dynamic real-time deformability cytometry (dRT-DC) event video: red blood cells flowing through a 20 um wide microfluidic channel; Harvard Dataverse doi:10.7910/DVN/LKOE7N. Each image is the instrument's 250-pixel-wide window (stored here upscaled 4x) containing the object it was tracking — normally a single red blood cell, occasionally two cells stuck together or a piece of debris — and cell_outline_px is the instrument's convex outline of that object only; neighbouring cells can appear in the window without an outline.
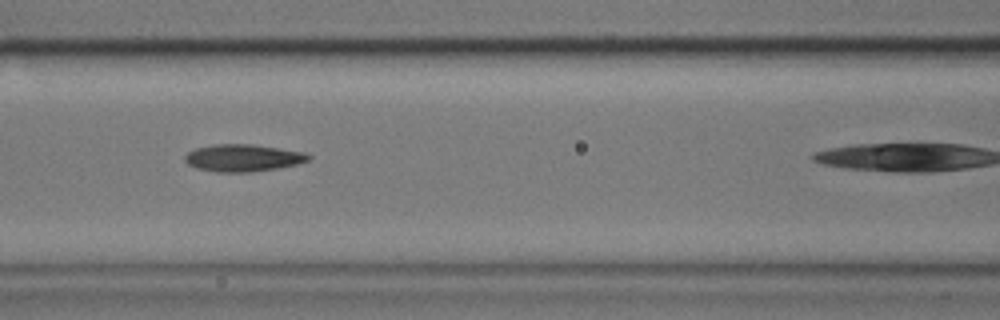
{"species": "common noctule bat (a hibernating species)", "species_latin": "Nyctalus noctula", "temperature_condition": "cold", "stored_images_in_passage": 5, "camera_frame_rate_fps": 3000, "um_per_image_px": 0.085, "animal": {"sex": "male", "body_mass_g": 17.9}, "frame": {"image": 1, "passage_image": 4, "time_ms": 1.0, "image_size_px": [1000, 320], "cell_outline_px": [[312, 156], [308, 160], [296, 164], [276, 168], [252, 172], [216, 172], [196, 168], [188, 164], [184, 160], [184, 156], [188, 152], [196, 148], [212, 144], [252, 144], [280, 148], [304, 152]], "centroid_in_image_um": [20.62, 13.41], "position_along_channel_um": 146.0, "area_um2": 19.59}}